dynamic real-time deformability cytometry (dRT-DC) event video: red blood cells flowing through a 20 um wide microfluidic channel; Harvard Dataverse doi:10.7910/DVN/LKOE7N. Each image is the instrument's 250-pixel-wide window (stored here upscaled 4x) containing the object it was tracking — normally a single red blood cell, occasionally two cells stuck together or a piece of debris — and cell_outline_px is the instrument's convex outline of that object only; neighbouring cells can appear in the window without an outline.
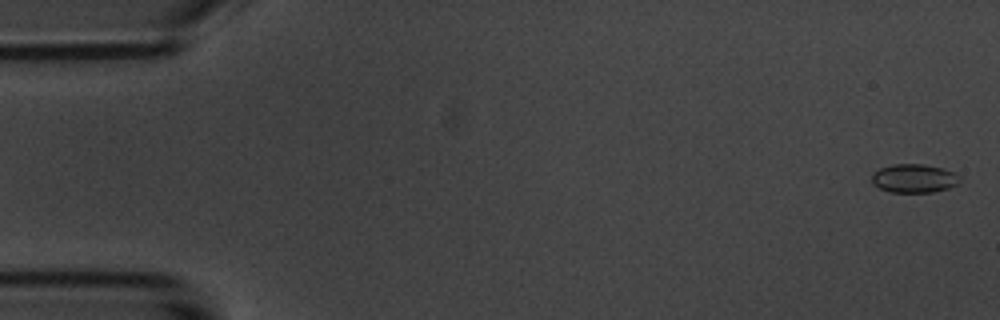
{"species": "common noctule bat (a hibernating species)", "species_latin": "Nyctalus noctula", "temperature_condition": "room temperature", "stored_images_in_passage": 55, "camera_frame_rate_fps": 3000, "um_per_image_px": 0.085, "animal": {"sex": "male", "body_mass_g": 20.1, "forearm_length_mm": 53.5}, "frame": {"image": 1, "passage_image": 2, "time_ms": 0.333, "image_size_px": [1000, 320], "cell_outline_px": [[960, 184], [948, 188], [932, 192], [892, 192], [880, 188], [872, 184], [872, 172], [880, 168], [892, 164], [924, 164], [944, 168], [960, 176]], "centroid_in_image_um": [77.7, 15.15], "position_along_channel_um": 7.3, "area_um2": 14.8}}
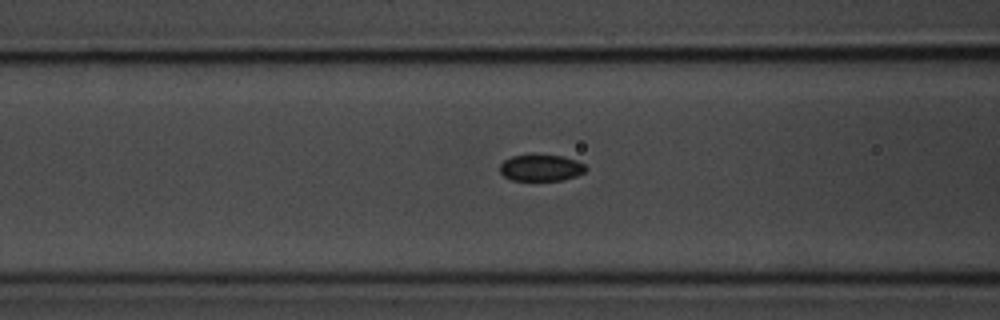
{"frame": {"image": 2, "passage_image": 22, "time_ms": 7.0, "image_size_px": [1000, 320], "cell_outline_px": [[588, 168], [584, 172], [576, 176], [564, 180], [512, 180], [504, 176], [500, 172], [500, 164], [504, 160], [512, 156], [564, 156], [576, 160], [584, 164]], "centroid_in_image_um": [46.01, 14.28], "position_along_channel_um": 120.6, "area_um2": 13.06}}
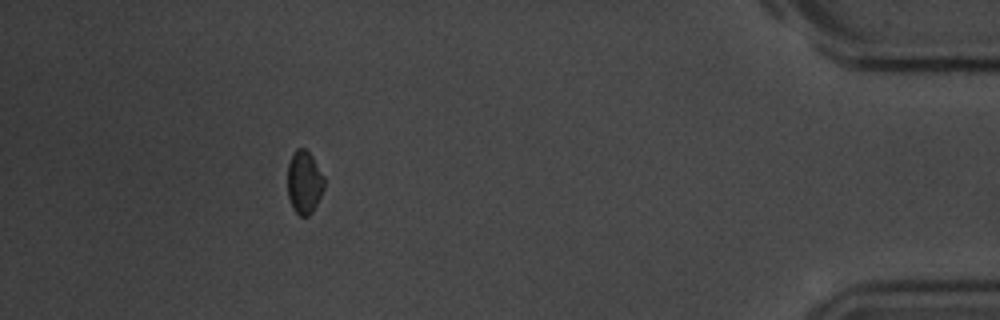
{"frame": {"image": 3, "passage_image": 50, "time_ms": 16.333, "image_size_px": [1000, 320], "cell_outline_px": [[324, 188], [312, 212], [308, 216], [300, 216], [292, 208], [288, 196], [288, 164], [296, 148], [304, 148], [312, 156], [324, 176]], "centroid_in_image_um": [25.86, 15.5], "position_along_channel_um": 409.3, "area_um2": 13.35}, "authors_computed_cell_mechanics": {"area_um2": 14.2766, "velocity_mm_per_s": 3.6994, "shape_relaxation_time_tau1_ms": null, "shape_relaxation_time_tau2_ms": 5.7247, "deformation_change_tau1": null, "deformation_change_tau2": 0.075}}